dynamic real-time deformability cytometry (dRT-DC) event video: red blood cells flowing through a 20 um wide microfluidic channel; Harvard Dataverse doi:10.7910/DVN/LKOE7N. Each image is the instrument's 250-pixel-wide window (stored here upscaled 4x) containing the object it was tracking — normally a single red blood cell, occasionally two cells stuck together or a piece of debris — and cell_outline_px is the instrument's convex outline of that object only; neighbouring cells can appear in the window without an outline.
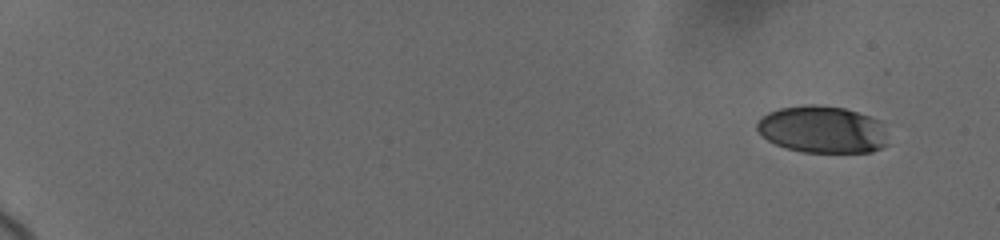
{"species": "human", "species_latin": "Homo sapiens", "temperature_condition": "cold", "stored_images_in_passage": 27, "camera_frame_rate_fps": 3000, "um_per_image_px": 0.085, "donor": {"sex": "female"}, "frame": {"image": 1, "passage_image": 1, "time_ms": 0.0, "image_size_px": [1000, 240], "cell_outline_px": [[888, 144], [872, 152], [804, 152], [788, 148], [776, 144], [768, 140], [756, 128], [756, 124], [768, 112], [780, 108], [804, 104], [816, 104], [844, 108], [880, 120]], "centroid_in_image_um": [69.9, 11.0], "position_along_channel_um": 15.1, "area_um2": 35.72}}
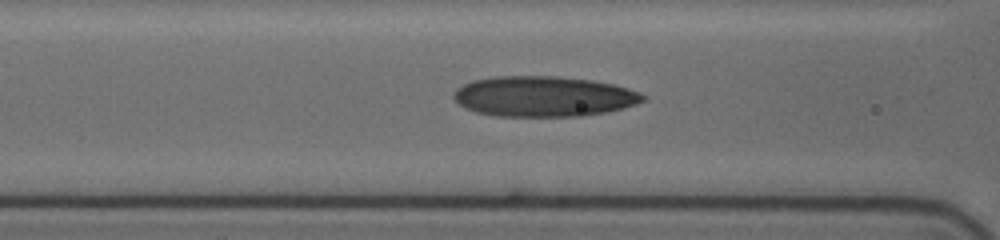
{"frame": {"image": 2, "passage_image": 24, "time_ms": 8.0, "image_size_px": [1000, 240], "cell_outline_px": [[644, 100], [636, 104], [624, 108], [608, 112], [580, 116], [496, 116], [476, 112], [464, 108], [452, 96], [456, 88], [472, 80], [496, 76], [556, 76], [592, 80], [612, 84], [628, 88], [640, 92], [644, 96]], "centroid_in_image_um": [46.2, 8.19], "position_along_channel_um": 120.4, "area_um2": 44.68}}
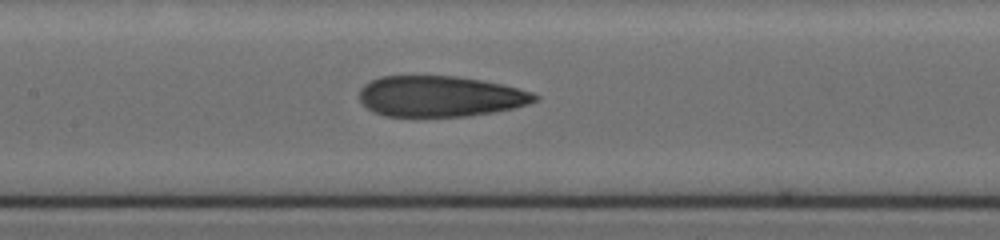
{"frame": {"image": 3, "passage_image": 27, "time_ms": 9.333, "image_size_px": [1000, 240], "cell_outline_px": [[540, 96], [536, 100], [528, 104], [512, 108], [492, 112], [468, 116], [384, 116], [372, 112], [360, 100], [360, 88], [364, 84], [380, 76], [456, 76], [480, 80], [500, 84], [532, 92]], "centroid_in_image_um": [37.38, 8.19], "position_along_channel_um": 170.0, "area_um2": 41.5}}